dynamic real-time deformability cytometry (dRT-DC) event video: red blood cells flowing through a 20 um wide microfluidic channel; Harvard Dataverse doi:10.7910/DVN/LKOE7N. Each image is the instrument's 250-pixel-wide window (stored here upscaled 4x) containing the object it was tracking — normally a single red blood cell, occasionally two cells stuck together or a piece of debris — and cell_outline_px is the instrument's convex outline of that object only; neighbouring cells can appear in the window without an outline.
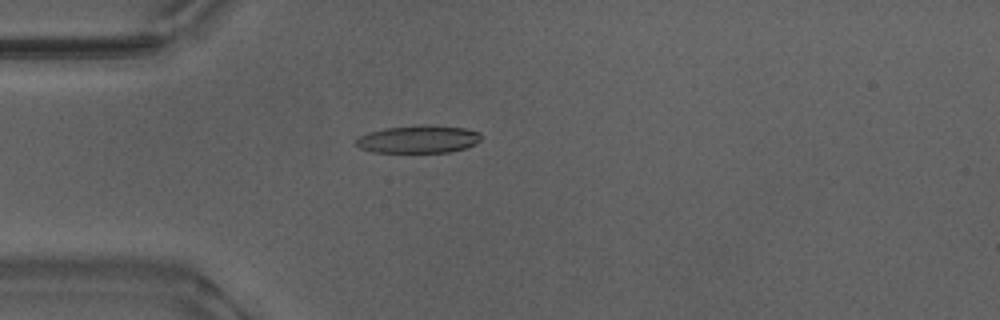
{"species": "Egyptian fruit bat (a non-hibernating species)", "species_latin": "Rousettus aegyptiacus", "temperature_condition": "warm", "stored_images_in_passage": 53, "camera_frame_rate_fps": 3000, "um_per_image_px": 0.085, "animal": {"sex": "male"}, "frame": {"image": 1, "passage_image": 15, "time_ms": 4.667, "image_size_px": [1000, 320], "cell_outline_px": [[484, 136], [476, 144], [464, 148], [448, 152], [372, 152], [360, 148], [356, 144], [356, 140], [360, 136], [368, 132], [384, 128], [420, 124], [424, 124], [464, 128], [480, 132]], "centroid_in_image_um": [35.58, 11.82], "position_along_channel_um": 49.4, "area_um2": 20.35}}
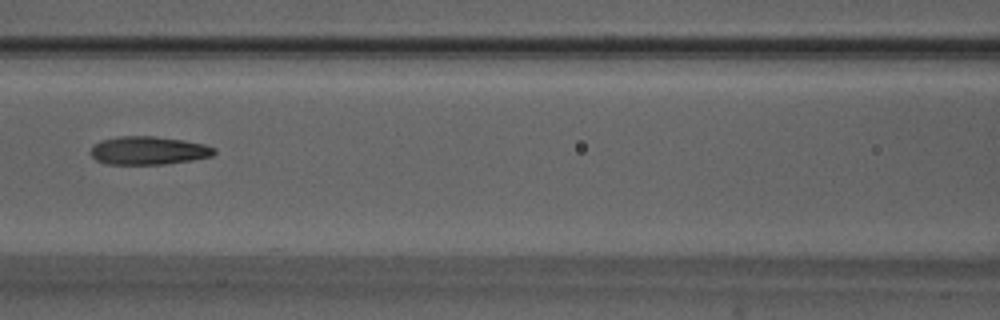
{"frame": {"image": 2, "passage_image": 24, "time_ms": 7.667, "image_size_px": [1000, 320], "cell_outline_px": [[216, 152], [212, 156], [192, 160], [164, 164], [104, 164], [96, 160], [92, 156], [92, 144], [100, 140], [120, 136], [156, 136], [184, 140], [204, 144], [216, 148]], "centroid_in_image_um": [12.62, 12.79], "position_along_channel_um": 154.0, "area_um2": 20.46}}
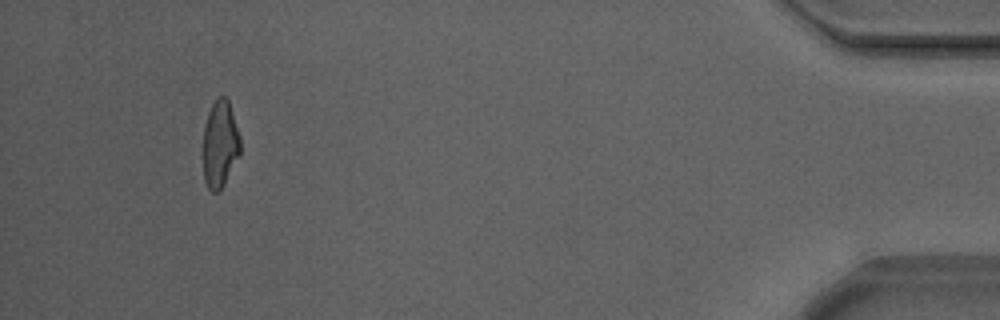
{"frame": {"image": 3, "passage_image": 50, "time_ms": 16.333, "image_size_px": [1000, 320], "cell_outline_px": [[240, 152], [224, 184], [216, 192], [212, 192], [208, 188], [204, 180], [204, 128], [208, 112], [216, 96], [224, 96], [228, 100], [240, 136]], "centroid_in_image_um": [18.7, 12.22], "position_along_channel_um": 416.5, "area_um2": 18.55}, "authors_computed_cell_mechanics": {"area_um2": 20.1722, "velocity_mm_per_s": 3.8822, "shape_relaxation_time_tau1_ms": null, "shape_relaxation_time_tau2_ms": 2.3226, "deformation_change_tau1": null, "deformation_change_tau2": 0.1218}}